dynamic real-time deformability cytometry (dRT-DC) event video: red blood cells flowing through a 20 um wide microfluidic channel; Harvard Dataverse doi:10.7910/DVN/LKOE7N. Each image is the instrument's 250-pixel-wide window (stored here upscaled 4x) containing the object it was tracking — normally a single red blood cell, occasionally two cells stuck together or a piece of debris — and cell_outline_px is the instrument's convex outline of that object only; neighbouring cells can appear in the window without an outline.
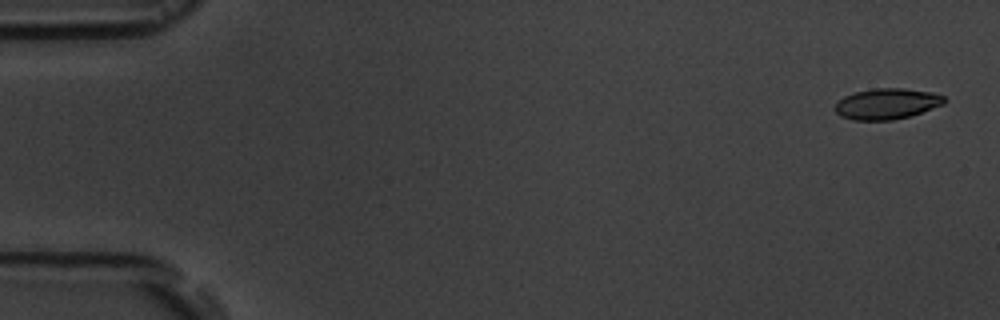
{"species": "common noctule bat (a hibernating species)", "species_latin": "Nyctalus noctula", "temperature_condition": "room temperature", "stored_images_in_passage": 6, "camera_frame_rate_fps": 3000, "um_per_image_px": 0.085, "animal": {"sex": "male", "body_mass_g": 19.5, "forearm_length_mm": 54.6}, "frame": {"image": 1, "passage_image": 1, "time_ms": 0.0, "image_size_px": [1000, 320], "cell_outline_px": [[948, 100], [944, 104], [908, 116], [892, 120], [852, 120], [840, 116], [832, 108], [844, 96], [856, 92], [876, 88], [904, 88], [932, 92], [944, 96]], "centroid_in_image_um": [75.38, 8.82], "position_along_channel_um": 9.6, "area_um2": 19.59}}
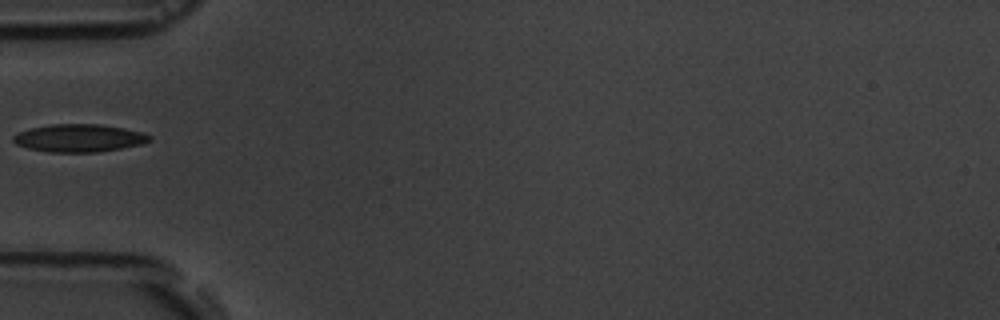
{"frame": {"image": 2, "passage_image": 5, "time_ms": 5.667, "image_size_px": [1000, 320], "cell_outline_px": [[152, 140], [140, 144], [120, 148], [96, 152], [48, 152], [28, 148], [16, 144], [12, 140], [12, 136], [20, 132], [32, 128], [52, 124], [100, 124], [124, 128], [140, 132], [152, 136]], "centroid_in_image_um": [6.71, 11.73], "position_along_channel_um": 78.3, "area_um2": 21.85}}
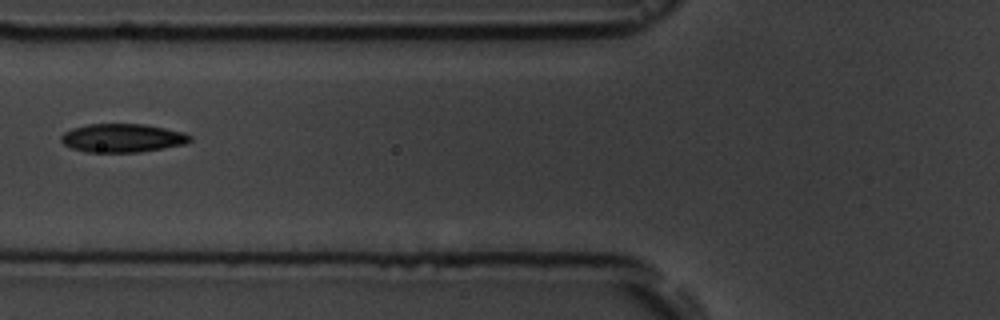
{"frame": {"image": 3, "passage_image": 6, "time_ms": 6.667, "image_size_px": [1000, 320], "cell_outline_px": [[192, 140], [184, 144], [164, 148], [140, 152], [84, 152], [72, 148], [64, 144], [60, 140], [60, 136], [64, 132], [72, 128], [88, 124], [144, 124], [184, 132], [192, 136]], "centroid_in_image_um": [10.4, 11.73], "position_along_channel_um": 115.4, "area_um2": 21.5}}